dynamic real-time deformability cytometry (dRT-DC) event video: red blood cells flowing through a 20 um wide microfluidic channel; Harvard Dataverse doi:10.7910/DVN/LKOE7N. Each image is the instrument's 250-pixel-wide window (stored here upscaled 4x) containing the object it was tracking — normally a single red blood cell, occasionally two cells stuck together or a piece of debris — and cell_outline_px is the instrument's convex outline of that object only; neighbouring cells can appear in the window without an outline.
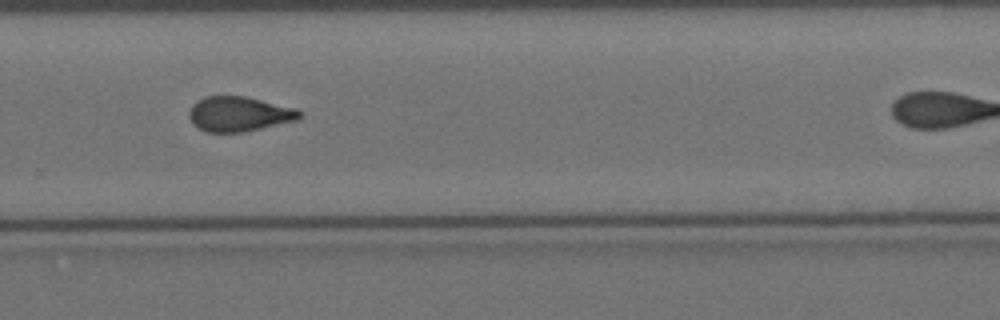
{"species": "Egyptian fruit bat (a non-hibernating species)", "species_latin": "Rousettus aegyptiacus", "temperature_condition": "cold", "stored_images_in_passage": 11, "camera_frame_rate_fps": 3000, "um_per_image_px": 0.085, "animal": {"sex": "female"}, "frame": {"image": 1, "passage_image": 7, "time_ms": 7.0, "image_size_px": [1000, 320], "cell_outline_px": [[304, 116], [296, 120], [260, 128], [240, 132], [208, 132], [192, 124], [188, 116], [188, 112], [192, 104], [196, 100], [204, 96], [244, 96], [296, 108], [304, 112]], "centroid_in_image_um": [20.3, 9.67], "position_along_channel_um": 309.5, "area_um2": 22.48}, "authors_computed_cell_mechanics": {"area_um2": 22.4842, "velocity_mm_per_s": 3.5045, "shape_relaxation_time_tau1_ms": null, "shape_relaxation_time_tau2_ms": 2.2852, "deformation_change_tau1": null, "deformation_change_tau2": 0.0816}}